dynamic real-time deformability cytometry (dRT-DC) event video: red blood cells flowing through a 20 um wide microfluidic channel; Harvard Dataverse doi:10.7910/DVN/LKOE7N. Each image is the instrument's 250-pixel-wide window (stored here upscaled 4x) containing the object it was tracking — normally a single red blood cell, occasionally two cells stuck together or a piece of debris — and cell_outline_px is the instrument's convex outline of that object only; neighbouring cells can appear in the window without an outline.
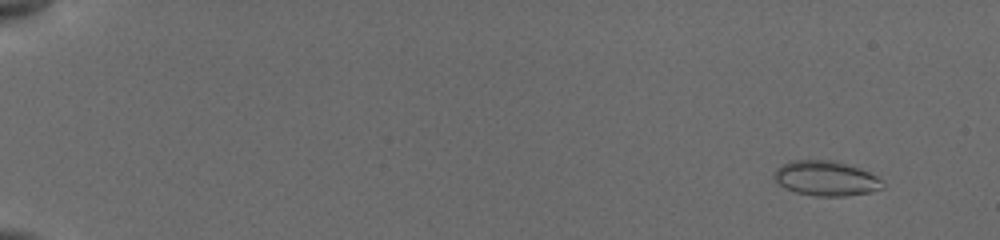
{"species": "common noctule bat (a hibernating species)", "species_latin": "Nyctalus noctula", "temperature_condition": "cold", "stored_images_in_passage": 52, "camera_frame_rate_fps": 3000, "um_per_image_px": 0.085, "animal": {"sex": "female", "body_mass_g": 19.5, "forearm_length_mm": 54.1}, "frame": {"image": 1, "passage_image": 5, "time_ms": 1.333, "image_size_px": [1000, 240], "cell_outline_px": [[884, 188], [868, 192], [844, 196], [816, 196], [796, 192], [780, 184], [772, 176], [776, 168], [792, 160], [836, 160], [868, 172], [876, 176], [884, 184]], "centroid_in_image_um": [70.19, 15.15], "position_along_channel_um": 14.8, "area_um2": 21.79}}
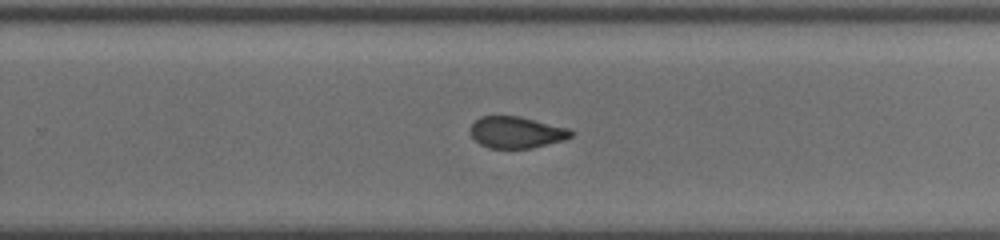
{"frame": {"image": 2, "passage_image": 36, "time_ms": 12.667, "image_size_px": [1000, 240], "cell_outline_px": [[572, 136], [564, 140], [532, 148], [488, 148], [480, 144], [472, 136], [472, 124], [480, 116], [520, 116], [568, 128], [572, 132]], "centroid_in_image_um": [43.9, 11.25], "position_along_channel_um": 285.9, "area_um2": 18.32}}
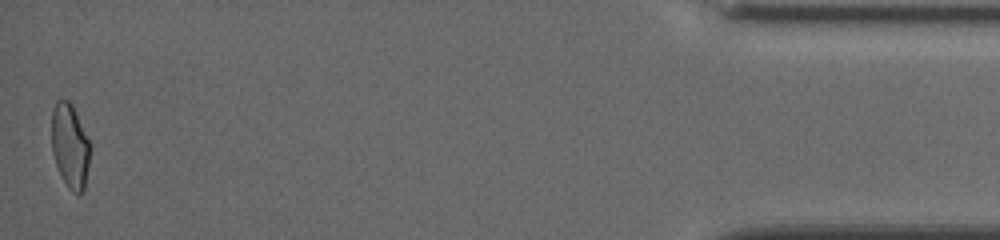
{"frame": {"image": 3, "passage_image": 52, "time_ms": 18.333, "image_size_px": [1000, 240], "cell_outline_px": [[88, 164], [84, 188], [80, 196], [72, 192], [68, 188], [56, 164], [52, 152], [52, 108], [56, 100], [68, 100], [72, 104], [88, 140]], "centroid_in_image_um": [5.92, 12.4], "position_along_channel_um": 429.3, "area_um2": 18.44}, "authors_computed_cell_mechanics": {"area_um2": 19.9121, "velocity_mm_per_s": 3.851, "shape_relaxation_time_tau1_ms": 8.0601, "shape_relaxation_time_tau2_ms": 0.9681, "deformation_change_tau1": 0.1601, "deformation_change_tau2": 0.0469}}